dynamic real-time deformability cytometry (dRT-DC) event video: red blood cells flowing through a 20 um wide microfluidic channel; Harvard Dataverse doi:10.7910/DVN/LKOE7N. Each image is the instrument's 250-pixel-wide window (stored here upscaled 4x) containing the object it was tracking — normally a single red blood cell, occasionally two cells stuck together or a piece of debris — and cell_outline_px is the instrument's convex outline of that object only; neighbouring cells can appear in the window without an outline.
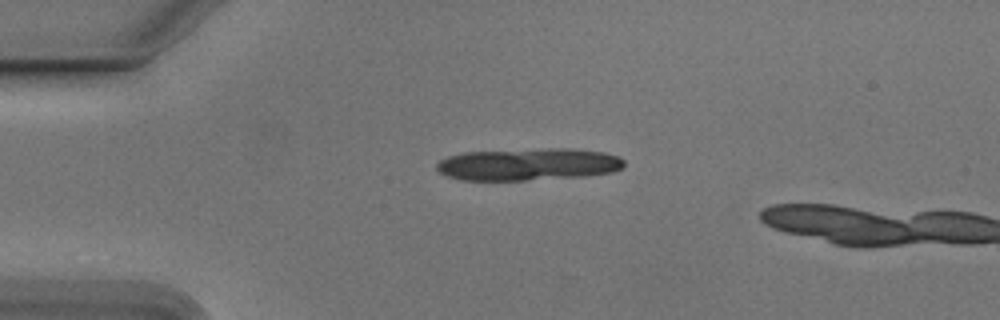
{"species": "Egyptian fruit bat (a non-hibernating species)", "species_latin": "Rousettus aegyptiacus", "temperature_condition": "cold", "stored_images_in_passage": 7, "camera_frame_rate_fps": 3000, "um_per_image_px": 0.085, "animal": {"sex": "male"}, "frame": {"image": 1, "passage_image": 5, "time_ms": 1.333, "image_size_px": [1000, 320], "cell_outline_px": [[624, 164], [620, 168], [612, 172], [588, 176], [524, 180], [460, 180], [448, 176], [440, 172], [436, 168], [436, 164], [440, 160], [448, 156], [464, 152], [548, 148], [572, 148], [604, 152], [620, 156], [624, 160]], "centroid_in_image_um": [44.92, 13.96], "position_along_channel_um": 40.1, "area_um2": 35.37}}